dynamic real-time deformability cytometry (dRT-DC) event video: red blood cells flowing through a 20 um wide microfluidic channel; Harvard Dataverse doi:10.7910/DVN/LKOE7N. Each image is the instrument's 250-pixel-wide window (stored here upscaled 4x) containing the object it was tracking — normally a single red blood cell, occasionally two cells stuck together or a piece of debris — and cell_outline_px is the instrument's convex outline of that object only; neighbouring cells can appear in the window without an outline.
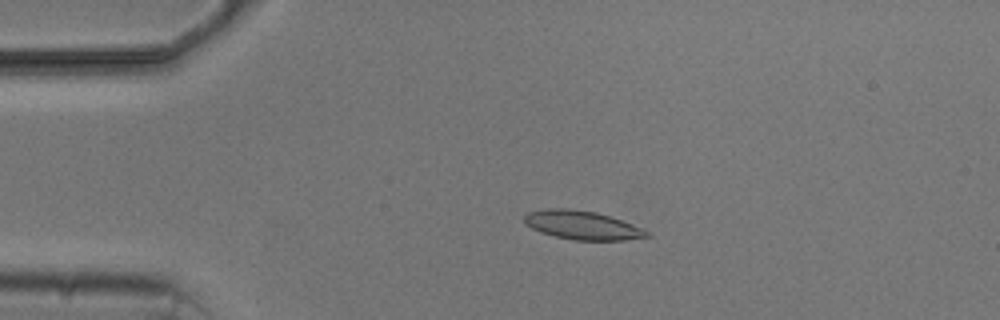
{"species": "common noctule bat (a hibernating species)", "species_latin": "Nyctalus noctula", "temperature_condition": "cold", "stored_images_in_passage": 4, "camera_frame_rate_fps": 3000, "um_per_image_px": 0.085, "animal": {"sex": "male", "body_mass_g": 20.5, "forearm_length_mm": 52.5}, "frame": {"image": 1, "passage_image": 3, "time_ms": 3.0, "image_size_px": [1000, 320], "cell_outline_px": [[652, 236], [624, 240], [576, 240], [556, 236], [540, 232], [524, 224], [524, 216], [528, 212], [544, 208], [568, 208], [596, 212], [632, 224], [648, 232]], "centroid_in_image_um": [49.44, 19.13], "position_along_channel_um": 35.6, "area_um2": 20.35}}